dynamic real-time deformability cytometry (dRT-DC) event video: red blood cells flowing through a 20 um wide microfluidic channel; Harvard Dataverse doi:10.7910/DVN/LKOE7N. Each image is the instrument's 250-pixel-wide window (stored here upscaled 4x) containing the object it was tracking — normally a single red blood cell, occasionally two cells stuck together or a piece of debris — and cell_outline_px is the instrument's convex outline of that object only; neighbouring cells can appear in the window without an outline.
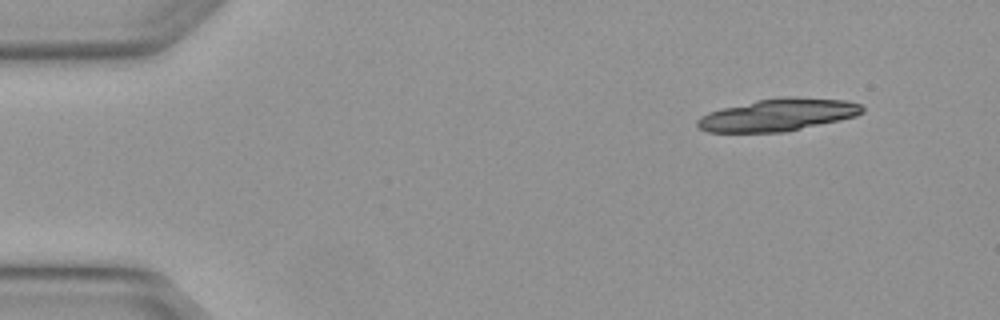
{"species": "Egyptian fruit bat (a non-hibernating species)", "species_latin": "Rousettus aegyptiacus", "temperature_condition": "warm", "stored_images_in_passage": 6, "camera_frame_rate_fps": 3000, "um_per_image_px": 0.085, "animal": {"sex": "female"}, "frame": {"image": 1, "passage_image": 1, "time_ms": 0.0, "image_size_px": [1000, 320], "cell_outline_px": [[864, 112], [856, 116], [840, 120], [784, 132], [708, 132], [700, 128], [696, 124], [696, 120], [700, 116], [708, 112], [720, 108], [756, 100], [784, 96], [792, 96], [848, 100], [860, 104], [864, 108]], "centroid_in_image_um": [66.13, 9.75], "position_along_channel_um": 18.9, "area_um2": 31.33}}
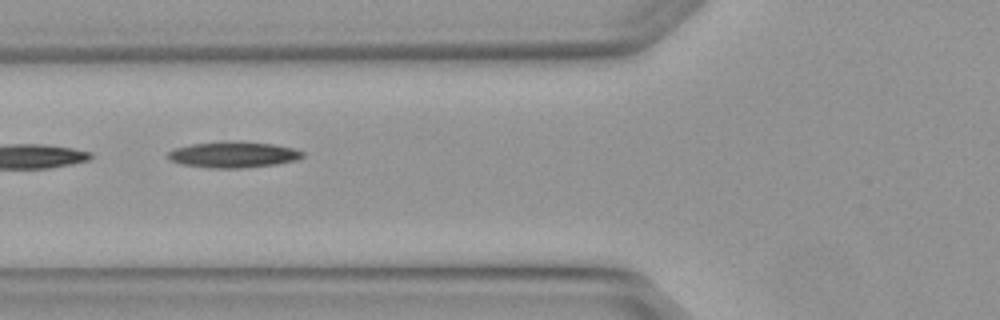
{"frame": {"image": 2, "passage_image": 5, "time_ms": 1.333, "image_size_px": [1000, 320], "cell_outline_px": [[304, 156], [296, 160], [276, 164], [244, 168], [208, 168], [180, 164], [168, 160], [164, 156], [172, 148], [192, 144], [224, 140], [236, 140], [272, 144], [292, 148], [304, 152]], "centroid_in_image_um": [19.75, 13.13], "position_along_channel_um": 106.1, "area_um2": 20.92}}